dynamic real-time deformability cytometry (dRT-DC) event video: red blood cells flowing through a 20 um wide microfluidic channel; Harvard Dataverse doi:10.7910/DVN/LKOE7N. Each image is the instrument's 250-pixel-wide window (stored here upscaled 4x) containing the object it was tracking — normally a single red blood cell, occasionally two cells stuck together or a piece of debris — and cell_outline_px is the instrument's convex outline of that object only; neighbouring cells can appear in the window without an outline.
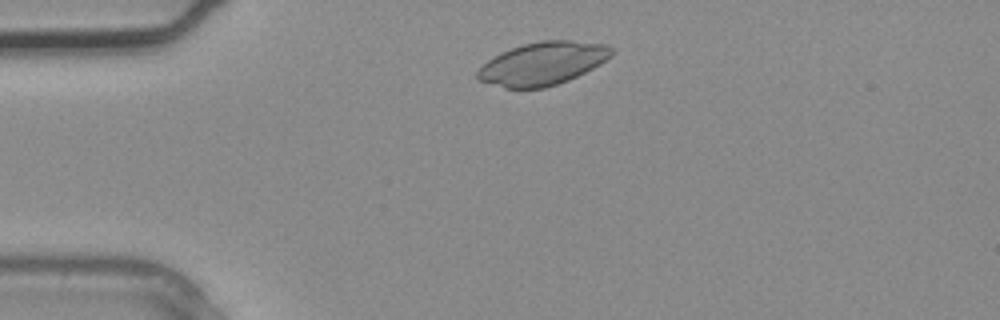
{"species": "common noctule bat (a hibernating species)", "species_latin": "Nyctalus noctula", "temperature_condition": "warm", "stored_images_in_passage": 1, "camera_frame_rate_fps": 3000, "um_per_image_px": 0.085, "animal": {"sex": "male", "body_mass_g": 20.4}, "frame": {"image": 1, "passage_image": 1, "time_ms": 0.0, "image_size_px": [1000, 320], "cell_outline_px": [[612, 56], [600, 64], [568, 80], [544, 88], [504, 88], [480, 80], [476, 76], [476, 72], [488, 60], [512, 48], [524, 44], [540, 40], [572, 40], [608, 44], [612, 48]], "centroid_in_image_um": [46.16, 5.39], "position_along_channel_um": 38.8, "area_um2": 33.23}}